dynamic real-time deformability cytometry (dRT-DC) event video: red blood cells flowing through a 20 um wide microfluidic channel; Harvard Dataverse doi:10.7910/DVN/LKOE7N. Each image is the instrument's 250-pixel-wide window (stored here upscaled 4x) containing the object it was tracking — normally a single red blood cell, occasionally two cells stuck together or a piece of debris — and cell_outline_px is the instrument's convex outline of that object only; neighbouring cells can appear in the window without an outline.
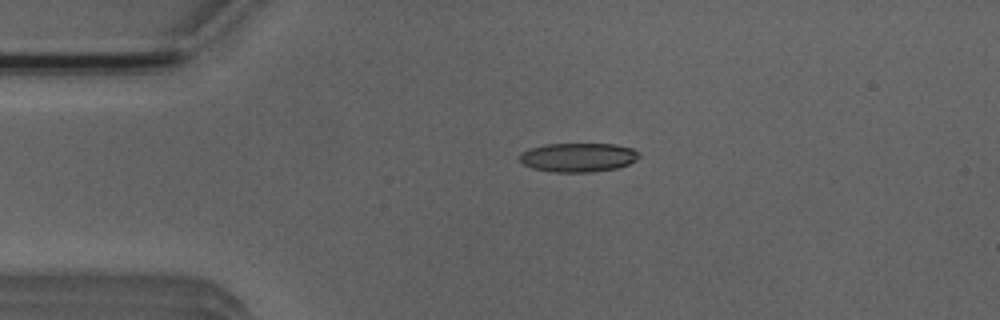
{"species": "Egyptian fruit bat (a non-hibernating species)", "species_latin": "Rousettus aegyptiacus", "temperature_condition": "room temperature", "stored_images_in_passage": 3, "camera_frame_rate_fps": 3000, "um_per_image_px": 0.085, "animal": {"sex": "male"}, "frame": {"image": 1, "passage_image": 2, "time_ms": 1.0, "image_size_px": [1000, 320], "cell_outline_px": [[640, 156], [636, 160], [628, 164], [616, 168], [592, 172], [556, 172], [532, 168], [524, 164], [520, 160], [520, 156], [528, 148], [544, 144], [612, 144], [632, 148], [640, 152]], "centroid_in_image_um": [49.16, 13.37], "position_along_channel_um": 35.8, "area_um2": 20.11}}